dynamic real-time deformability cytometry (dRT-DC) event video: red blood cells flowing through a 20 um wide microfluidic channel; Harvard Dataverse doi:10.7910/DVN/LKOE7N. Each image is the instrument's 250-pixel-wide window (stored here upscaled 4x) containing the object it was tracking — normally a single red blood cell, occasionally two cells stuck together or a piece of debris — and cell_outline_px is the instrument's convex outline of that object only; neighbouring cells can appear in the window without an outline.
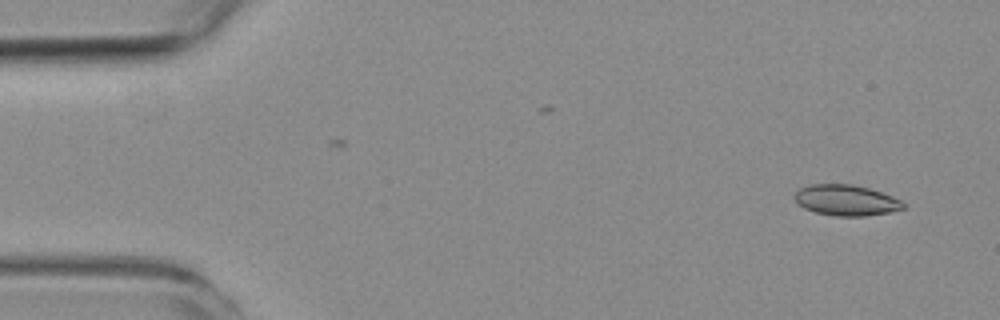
{"species": "common noctule bat (a hibernating species)", "species_latin": "Nyctalus noctula", "temperature_condition": "room temperature", "stored_images_in_passage": 5, "camera_frame_rate_fps": 3000, "um_per_image_px": 0.085, "animal": {"sex": "female", "body_mass_g": 19.3, "forearm_length_mm": 54.1}, "frame": {"image": 1, "passage_image": 1, "time_ms": 0.0, "image_size_px": [1000, 320], "cell_outline_px": [[904, 208], [888, 212], [864, 216], [836, 216], [816, 212], [804, 208], [792, 196], [800, 188], [812, 184], [852, 184], [868, 188], [892, 196], [900, 200], [904, 204]], "centroid_in_image_um": [71.9, 17.01], "position_along_channel_um": 13.1, "area_um2": 19.25}}
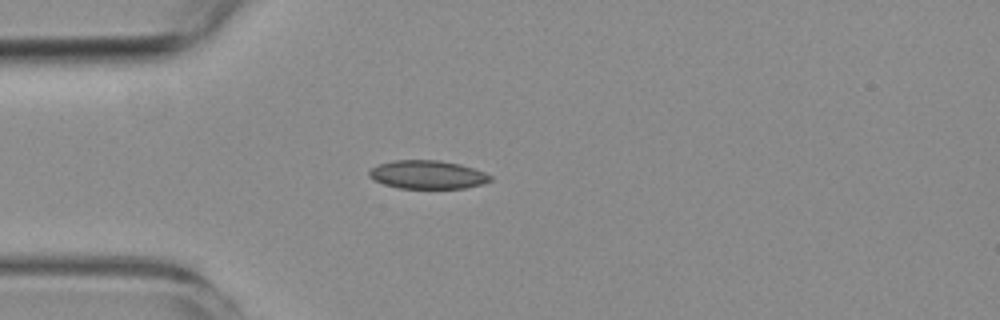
{"frame": {"image": 2, "passage_image": 4, "time_ms": 3.667, "image_size_px": [1000, 320], "cell_outline_px": [[492, 180], [484, 184], [464, 188], [400, 188], [384, 184], [368, 176], [368, 172], [372, 168], [380, 164], [396, 160], [440, 160], [460, 164], [484, 172], [492, 176]], "centroid_in_image_um": [36.37, 14.84], "position_along_channel_um": 48.6, "area_um2": 19.94}}